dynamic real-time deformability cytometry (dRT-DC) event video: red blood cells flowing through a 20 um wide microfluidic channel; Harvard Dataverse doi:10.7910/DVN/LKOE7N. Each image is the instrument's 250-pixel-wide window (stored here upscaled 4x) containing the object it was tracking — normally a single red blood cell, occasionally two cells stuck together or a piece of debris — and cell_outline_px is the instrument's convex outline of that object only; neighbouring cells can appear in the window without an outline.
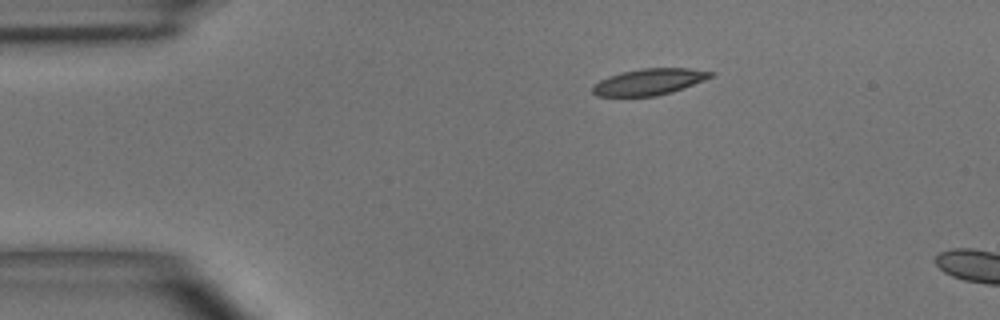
{"species": "common noctule bat (a hibernating species)", "species_latin": "Nyctalus noctula", "temperature_condition": "room temperature", "stored_images_in_passage": 2, "camera_frame_rate_fps": 3000, "um_per_image_px": 0.085, "animal": {"sex": "male", "body_mass_g": 15.6}, "frame": {"image": 1, "passage_image": 1, "time_ms": 0.0, "image_size_px": [1000, 320], "cell_outline_px": [[716, 72], [712, 76], [704, 80], [684, 88], [672, 92], [656, 96], [596, 96], [592, 92], [592, 88], [600, 80], [608, 76], [620, 72], [644, 68], [688, 68]], "centroid_in_image_um": [55.19, 6.95], "position_along_channel_um": 29.8, "area_um2": 18.09}}